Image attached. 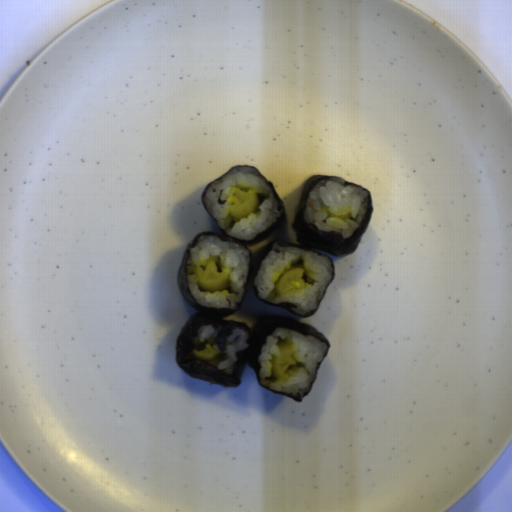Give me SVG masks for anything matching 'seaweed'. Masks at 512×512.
<instances>
[{
	"instance_id": "1faa68ee",
	"label": "seaweed",
	"mask_w": 512,
	"mask_h": 512,
	"mask_svg": "<svg viewBox=\"0 0 512 512\" xmlns=\"http://www.w3.org/2000/svg\"><path fill=\"white\" fill-rule=\"evenodd\" d=\"M242 166L243 167H252L250 165L233 166L227 172H225L223 175H221L220 177L215 179L213 182H211L208 186H206L201 194V201L203 203V206H204L205 210L208 212V214L210 215V217L212 218V220L215 223L216 227L218 228L220 234L207 232V231L206 232H198L197 235L187 244L186 249L183 254V257L181 259V262H180V265L178 268V272H177V277H176L177 285H178V288H179L183 298L188 303V305L191 306L192 308L198 310V312H196L195 314L192 315V317L186 323L184 328L181 330V332L176 340V362H177V365L180 367V369L183 372H185L186 374H188L189 376H191L192 378L202 379V380H205V381H208L211 383H215L221 387H226V388H234V387H237L238 385H240L242 382L243 371L248 366L254 371L256 380H257L259 386H261L262 388H264L272 393L288 397V398L294 400L295 402L300 403V402H302V399L304 397H306L309 393L305 394L304 396H293V395L286 394V393L276 392L274 390L267 388L266 386H264L263 384L260 383L259 376H258V370H259L258 356H259L260 346L265 343L266 338L274 329H279V328H286V329L294 330L301 335H308L311 337H315L318 340L325 343L328 347V349L321 361V364L319 366V369H320V367L330 349V344H329L328 340L325 338V336L321 332H319L316 328H314L313 326L307 325L305 323H302V322H299V321H296V320H293V319H290V318H287L284 316H276V315H269V314L262 315L258 318V320L255 322V324L253 325L252 328H249V326L247 324H245L244 322H237L234 320H225L224 318L230 317L232 314H234L240 308V306L246 296L249 286L252 287L255 297L264 303H268V304L280 307V308L286 310L287 312H289L293 315H296L298 317L305 318V317L314 315L316 313V311L319 309V307L322 303L323 297H324L330 283L334 280L333 259L330 258L329 256L324 255L315 250H319L326 254H329L331 256H336V257L337 256H346L349 253L355 251L358 248L359 243H360V241L370 223L371 217L373 215L372 194L370 193L369 190H367L363 186L352 183V182L340 177V178L344 179L345 183L349 186H361L362 188L367 190L368 194H369V200H370L369 209H368V212H367L362 224L359 226V228L356 230V232L350 238H348L347 240H344L342 238L341 234L317 231L316 228L312 224H308L303 219L302 210L306 203L309 192L316 186L317 182H319L321 180L336 177V176H325V175L313 176L306 182V184L302 190V193H301V196H300V199L298 202L295 218L291 224L292 230L296 234V240H297L298 244L292 243V242H287L281 238L275 239L274 241H272L271 243H269L268 245L265 246L258 261L252 267L253 257H252L251 250L248 246L264 240L265 238H267L268 236H270L271 234H273L274 232L279 230L285 224V222L287 220L286 210H285L284 205H283L277 191L275 190L273 184L270 183L257 168L252 167L270 185V187L277 199L278 205H279L280 216H279L278 220L270 228H268L265 232H263L262 234H260L259 236L255 237V238H253L250 241H243L241 239H238L236 237L228 235L222 229H220L218 227V225L216 224L215 220L213 219V217L211 216V214L209 213V211L206 209L204 200H203L207 191L209 190V188L212 186V184L214 182H216L219 178H221L222 176L227 174L233 168H238V167H242ZM208 235H214L223 241L233 242L235 244H238V245L244 247L246 250L249 251L250 265H249V274H248L246 287H245V293H244V296H243L241 302L239 303V305L236 306L234 309H210V308H206V307H201L189 293V290H188V287L186 284V261L188 259V256H189L196 240L199 239L201 236H208ZM278 243L305 249V250L313 252L315 254L325 256L327 259H329L331 261L332 268H333L332 279L329 282L328 286L326 287V289L322 295V298H321V301L319 303L317 310L311 314H308L305 316L297 314L296 312L293 311L294 305L292 303H282V304L276 305V304L270 303V302L262 299L258 295V292L254 285V279L259 271L260 264L265 259V257L272 251L275 244H278ZM204 324H209V325L215 326V327L219 328V330H220V332L216 338L215 344H213V345H216L220 350L218 355L223 353V351L225 349L226 337L230 334L232 329L236 328V329L248 330V332H249L248 343L249 344H248L246 350H242L237 354L238 361L235 364V369H234L233 374L228 375L224 372L218 371L215 367L210 365L207 360L197 359L196 357H194L192 355V350H194V349L195 350H204V348H205L202 346L194 345L192 342L196 329ZM319 369H318V372H319ZM318 372L316 375V379L318 376ZM316 379H315V381H316ZM313 386H314V384H313ZM312 389H313V387H312ZM312 389H311V391H312Z\"/></svg>"
}]
</instances>
